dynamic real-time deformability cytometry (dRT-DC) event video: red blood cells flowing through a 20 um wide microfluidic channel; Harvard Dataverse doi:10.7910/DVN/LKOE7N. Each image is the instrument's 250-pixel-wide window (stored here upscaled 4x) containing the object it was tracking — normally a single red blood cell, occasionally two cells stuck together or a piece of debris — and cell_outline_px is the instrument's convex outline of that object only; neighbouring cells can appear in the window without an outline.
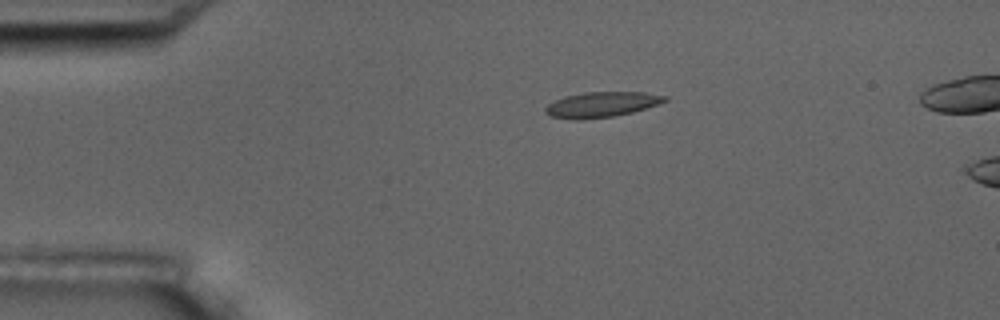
{"species": "common noctule bat (a hibernating species)", "species_latin": "Nyctalus noctula", "temperature_condition": "room temperature", "stored_images_in_passage": 3, "camera_frame_rate_fps": 3000, "um_per_image_px": 0.085, "animal": {"sex": "male", "body_mass_g": 17.5, "forearm_length_mm": 52.3}, "frame": {"image": 1, "passage_image": 1, "time_ms": 0.0, "image_size_px": [1000, 320], "cell_outline_px": [[668, 100], [632, 112], [612, 116], [580, 120], [576, 120], [548, 116], [544, 112], [544, 108], [548, 104], [564, 96], [584, 92], [644, 92], [668, 96]], "centroid_in_image_um": [51.08, 8.88], "position_along_channel_um": 33.9, "area_um2": 17.57}}